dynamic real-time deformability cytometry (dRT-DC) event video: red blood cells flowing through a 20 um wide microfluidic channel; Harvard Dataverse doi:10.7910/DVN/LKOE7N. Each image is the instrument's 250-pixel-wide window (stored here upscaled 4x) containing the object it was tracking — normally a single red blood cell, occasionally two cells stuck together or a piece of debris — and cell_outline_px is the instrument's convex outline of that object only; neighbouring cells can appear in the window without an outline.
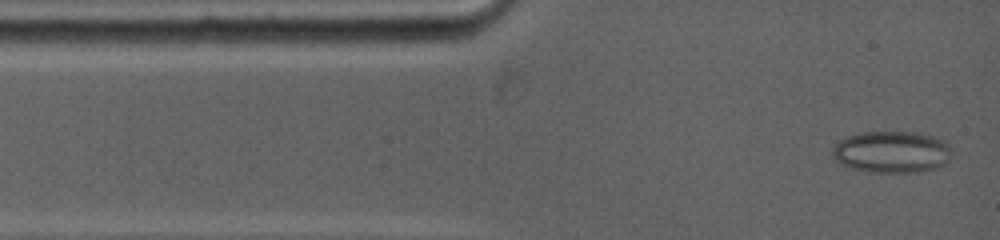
{"species": "common noctule bat (a hibernating species)", "species_latin": "Nyctalus noctula", "temperature_condition": "warm", "stored_images_in_passage": 40, "camera_frame_rate_fps": 5000, "um_per_image_px": 0.085, "animal": {"sex": "female", "body_mass_g": 19.0, "forearm_length_mm": 53.3}, "frame": {"image": 1, "passage_image": 1, "time_ms": 0.0, "image_size_px": [1000, 240], "cell_outline_px": [[948, 160], [944, 164], [936, 168], [916, 172], [872, 172], [852, 168], [836, 160], [832, 156], [832, 148], [840, 140], [848, 136], [864, 132], [916, 132], [936, 136], [944, 140], [948, 144]], "centroid_in_image_um": [75.79, 12.9], "position_along_channel_um": 9.2, "area_um2": 28.78}}
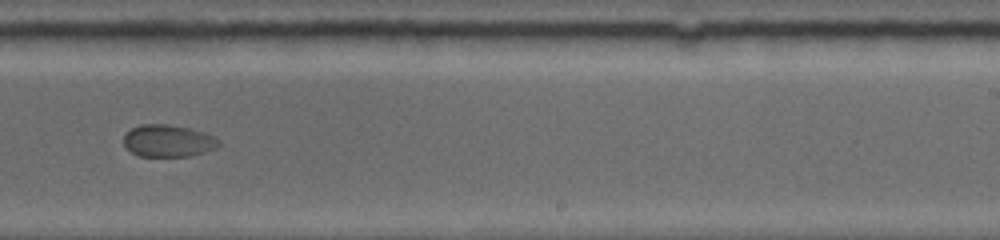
{"frame": {"image": 2, "passage_image": 21, "time_ms": 8.0, "image_size_px": [1000, 240], "cell_outline_px": [[220, 144], [216, 148], [204, 152], [188, 156], [140, 156], [132, 152], [124, 144], [124, 132], [140, 124], [168, 124], [188, 128], [204, 132], [220, 140]], "centroid_in_image_um": [14.28, 11.96], "position_along_channel_um": 274.7, "area_um2": 17.74}}
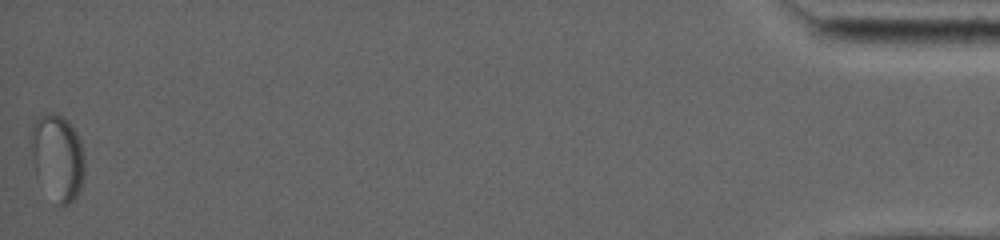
{"frame": {"image": 3, "passage_image": 40, "time_ms": 16.2, "image_size_px": [1000, 240], "cell_outline_px": [[84, 176], [80, 188], [76, 196], [68, 204], [60, 208], [56, 204], [36, 172], [32, 152], [32, 124], [40, 116], [52, 112], [68, 120], [76, 132], [80, 140], [84, 160]], "centroid_in_image_um": [4.92, 13.37], "position_along_channel_um": 430.3, "area_um2": 26.3}, "authors_computed_cell_mechanics": {"area_um2": 20.6924, "velocity_mm_per_s": 3.8265, "shape_relaxation_time_tau1_ms": null, "shape_relaxation_time_tau2_ms": 0.8259, "deformation_change_tau1": null, "deformation_change_tau2": 0.0296}}